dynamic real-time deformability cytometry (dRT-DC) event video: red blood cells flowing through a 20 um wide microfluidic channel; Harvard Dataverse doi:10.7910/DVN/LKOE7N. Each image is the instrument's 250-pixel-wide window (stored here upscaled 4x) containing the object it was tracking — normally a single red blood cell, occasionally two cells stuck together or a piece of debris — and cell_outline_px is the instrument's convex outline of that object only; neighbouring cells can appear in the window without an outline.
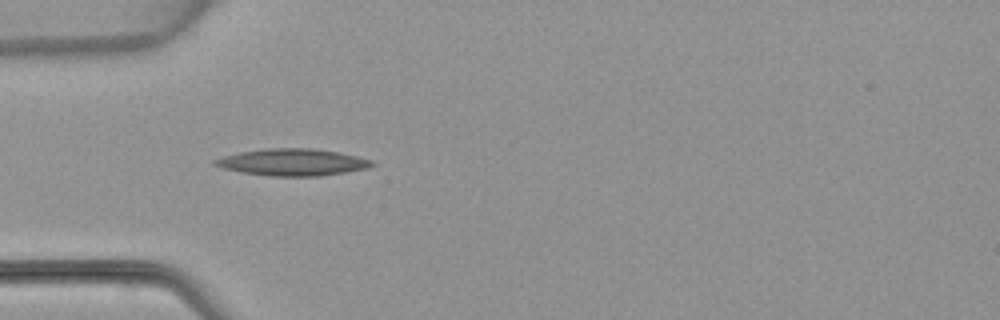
{"species": "common noctule bat (a hibernating species)", "species_latin": "Nyctalus noctula", "temperature_condition": "warm", "stored_images_in_passage": 24, "camera_frame_rate_fps": 3000, "um_per_image_px": 0.085, "animal": {"sex": "female", "body_mass_g": 22.7, "forearm_length_mm": 54.2}, "frame": {"image": 1, "passage_image": 4, "time_ms": 1.0, "image_size_px": [1000, 320], "cell_outline_px": [[376, 164], [368, 168], [320, 176], [272, 176], [240, 172], [224, 168], [212, 164], [212, 160], [224, 156], [240, 152], [268, 148], [312, 148], [340, 152], [372, 160]], "centroid_in_image_um": [24.87, 13.78], "position_along_channel_um": 60.1, "area_um2": 24.57}}